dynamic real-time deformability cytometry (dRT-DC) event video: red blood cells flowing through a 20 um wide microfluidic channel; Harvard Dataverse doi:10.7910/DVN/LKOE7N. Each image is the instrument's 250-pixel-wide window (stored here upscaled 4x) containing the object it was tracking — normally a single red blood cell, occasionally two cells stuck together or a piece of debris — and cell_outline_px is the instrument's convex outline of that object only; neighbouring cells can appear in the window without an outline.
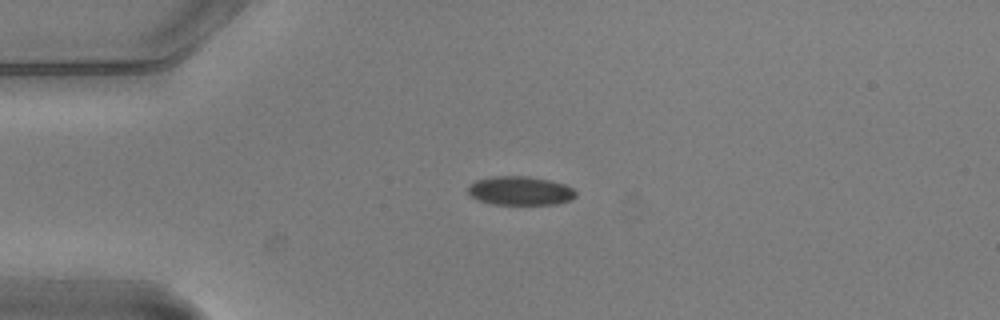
{"species": "common noctule bat (a hibernating species)", "species_latin": "Nyctalus noctula", "temperature_condition": "warm", "stored_images_in_passage": 2, "camera_frame_rate_fps": 3000, "um_per_image_px": 0.085, "animal": {"sex": "male", "body_mass_g": 20.5, "forearm_length_mm": 52.5}, "frame": {"image": 1, "passage_image": 1, "time_ms": 0.0, "image_size_px": [1000, 320], "cell_outline_px": [[576, 196], [572, 200], [556, 204], [492, 204], [476, 200], [468, 192], [468, 184], [476, 180], [492, 176], [528, 176], [548, 180], [564, 184], [572, 188], [576, 192]], "centroid_in_image_um": [44.2, 16.21], "position_along_channel_um": 40.8, "area_um2": 18.21}}